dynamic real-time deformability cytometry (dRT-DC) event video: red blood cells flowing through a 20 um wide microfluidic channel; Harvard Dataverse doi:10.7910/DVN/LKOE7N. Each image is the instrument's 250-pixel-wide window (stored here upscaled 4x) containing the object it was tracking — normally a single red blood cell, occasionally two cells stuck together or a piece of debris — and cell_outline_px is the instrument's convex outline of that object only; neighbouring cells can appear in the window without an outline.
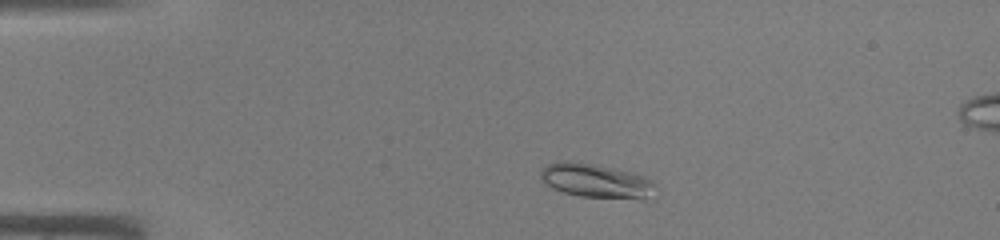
{"species": "common noctule bat (a hibernating species)", "species_latin": "Nyctalus noctula", "temperature_condition": "warm", "stored_images_in_passage": 40, "camera_frame_rate_fps": 3000, "um_per_image_px": 0.085, "animal": {"sex": "male", "body_mass_g": 19.0, "forearm_length_mm": 50.8}, "frame": {"image": 1, "passage_image": 5, "time_ms": 1.333, "image_size_px": [1000, 240], "cell_outline_px": [[652, 184], [644, 196], [580, 196], [564, 192], [552, 188], [540, 180], [540, 172], [548, 164], [564, 160], [592, 164], [612, 168], [644, 176], [652, 180]], "centroid_in_image_um": [50.44, 15.3], "position_along_channel_um": 34.6, "area_um2": 21.21}}
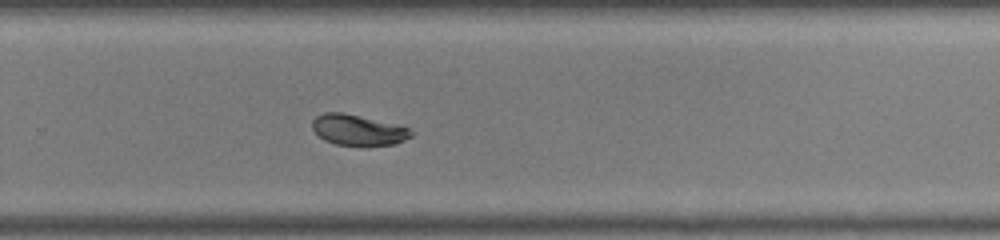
{"frame": {"image": 2, "passage_image": 26, "time_ms": 8.333, "image_size_px": [1000, 240], "cell_outline_px": [[416, 132], [412, 136], [404, 140], [392, 144], [336, 144], [324, 140], [312, 128], [312, 120], [316, 116], [324, 112], [340, 112], [400, 124]], "centroid_in_image_um": [30.46, 11.02], "position_along_channel_um": 299.3, "area_um2": 17.46}}
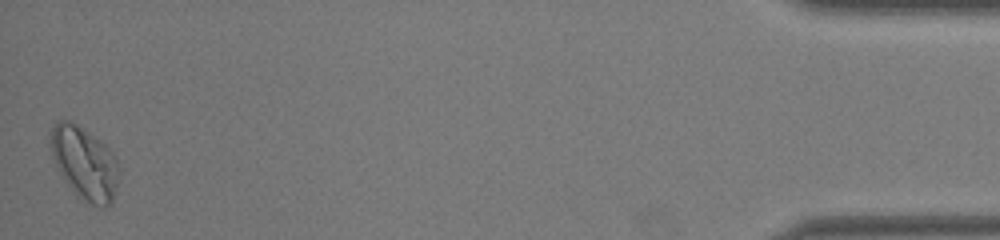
{"frame": {"image": 3, "passage_image": 40, "time_ms": 13.0, "image_size_px": [1000, 240], "cell_outline_px": [[120, 172], [112, 204], [104, 208], [100, 208], [76, 196], [64, 180], [56, 164], [48, 144], [52, 128], [56, 120], [72, 120], [104, 144], [116, 156]], "centroid_in_image_um": [7.19, 13.87], "position_along_channel_um": 428.0, "area_um2": 29.3}}